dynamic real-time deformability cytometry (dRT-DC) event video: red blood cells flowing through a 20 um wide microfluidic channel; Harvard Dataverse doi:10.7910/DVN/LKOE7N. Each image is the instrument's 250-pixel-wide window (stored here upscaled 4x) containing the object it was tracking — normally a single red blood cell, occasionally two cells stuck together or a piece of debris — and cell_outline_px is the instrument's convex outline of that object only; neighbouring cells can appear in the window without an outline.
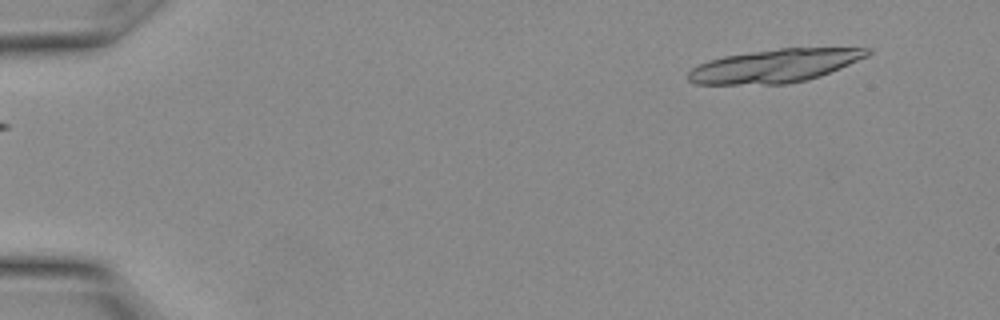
{"species": "Egyptian fruit bat (a non-hibernating species)", "species_latin": "Rousettus aegyptiacus", "temperature_condition": "warm", "stored_images_in_passage": 28, "camera_frame_rate_fps": 3000, "um_per_image_px": 0.085, "animal": {"sex": "female"}, "frame": {"image": 1, "passage_image": 1, "time_ms": 0.0, "image_size_px": [1000, 320], "cell_outline_px": [[872, 52], [868, 56], [840, 68], [820, 76], [804, 80], [784, 84], [696, 84], [688, 80], [688, 72], [692, 68], [708, 60], [724, 56], [780, 48], [872, 48]], "centroid_in_image_um": [65.86, 5.59], "position_along_channel_um": 19.1, "area_um2": 34.45}}
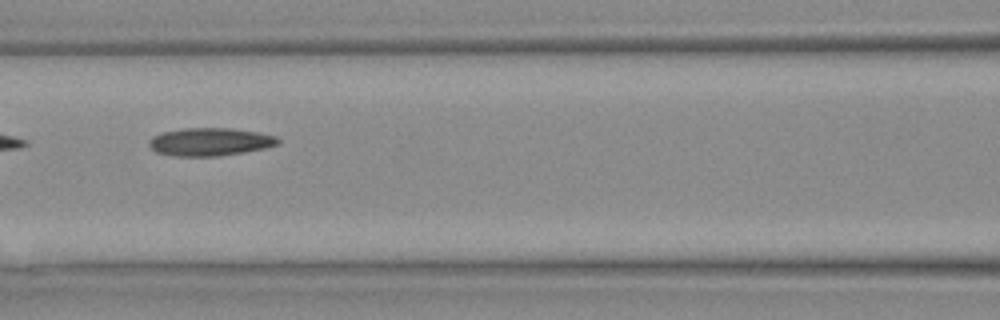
{"frame": {"image": 2, "passage_image": 12, "time_ms": 3.667, "image_size_px": [1000, 320], "cell_outline_px": [[280, 144], [264, 148], [244, 152], [216, 156], [176, 156], [156, 152], [148, 144], [148, 140], [152, 136], [160, 132], [184, 128], [232, 128], [256, 132], [276, 136], [280, 140]], "centroid_in_image_um": [17.83, 12.05], "position_along_channel_um": 148.8, "area_um2": 21.04}}
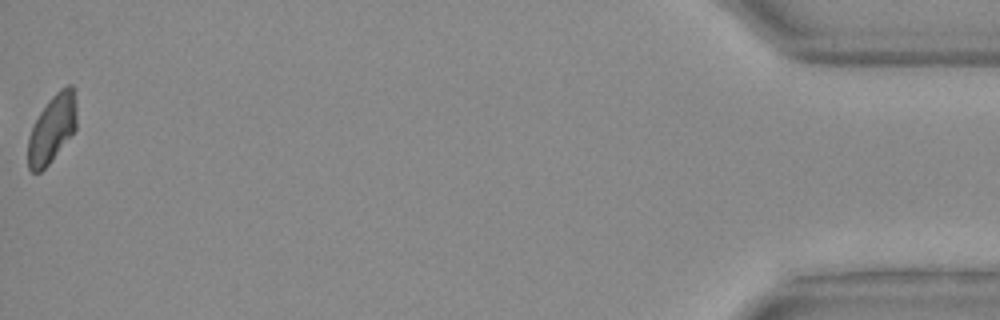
{"frame": {"image": 3, "passage_image": 28, "time_ms": 9.0, "image_size_px": [1000, 320], "cell_outline_px": [[76, 128], [48, 164], [40, 172], [32, 172], [28, 168], [28, 136], [40, 112], [52, 96], [60, 88], [68, 84], [72, 84], [76, 104]], "centroid_in_image_um": [4.42, 10.92], "position_along_channel_um": 430.8, "area_um2": 18.9}}